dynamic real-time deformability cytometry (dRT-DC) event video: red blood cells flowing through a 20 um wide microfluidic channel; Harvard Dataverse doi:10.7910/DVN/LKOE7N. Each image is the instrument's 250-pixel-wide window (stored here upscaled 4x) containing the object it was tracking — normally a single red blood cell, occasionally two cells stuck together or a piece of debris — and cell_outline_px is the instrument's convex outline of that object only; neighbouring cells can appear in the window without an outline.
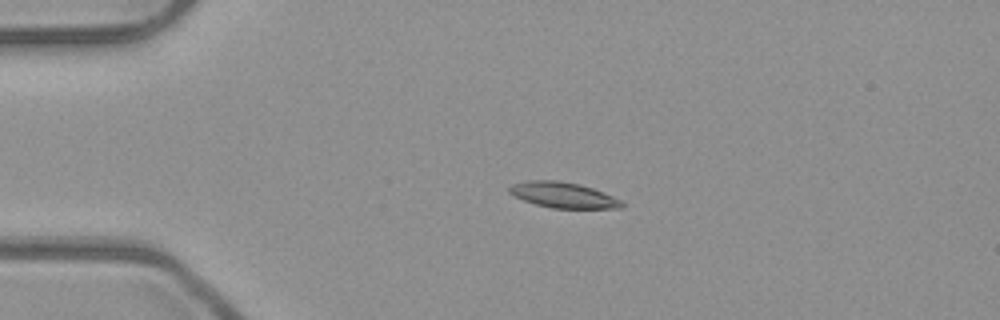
{"species": "common noctule bat (a hibernating species)", "species_latin": "Nyctalus noctula", "temperature_condition": "room temperature", "stored_images_in_passage": 3, "camera_frame_rate_fps": 3000, "um_per_image_px": 0.085, "animal": {"sex": "male", "body_mass_g": 23.1, "forearm_length_mm": 52.7}, "frame": {"image": 1, "passage_image": 2, "time_ms": 0.333, "image_size_px": [1000, 320], "cell_outline_px": [[624, 208], [552, 208], [536, 204], [524, 200], [508, 192], [508, 188], [512, 184], [528, 180], [556, 180], [580, 184], [604, 192], [620, 200], [624, 204]], "centroid_in_image_um": [47.87, 16.57], "position_along_channel_um": 37.1, "area_um2": 16.7}}